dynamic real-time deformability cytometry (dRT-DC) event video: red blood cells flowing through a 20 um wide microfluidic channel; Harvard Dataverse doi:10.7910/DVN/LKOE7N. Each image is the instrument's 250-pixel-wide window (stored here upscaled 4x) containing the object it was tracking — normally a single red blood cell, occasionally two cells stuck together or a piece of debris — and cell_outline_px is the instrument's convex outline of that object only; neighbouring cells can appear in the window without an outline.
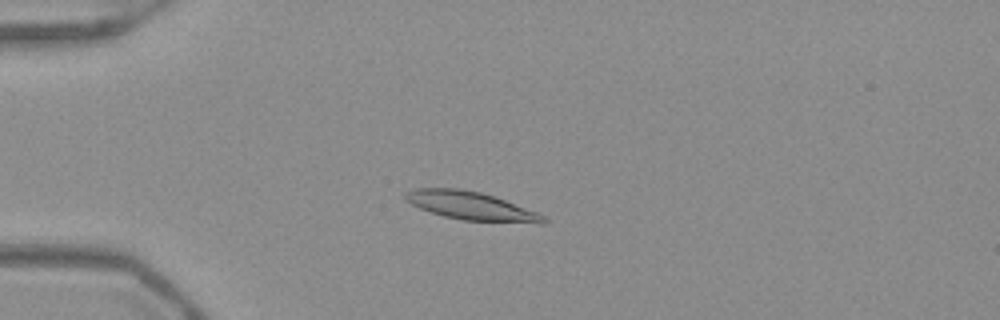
{"species": "Egyptian fruit bat (a non-hibernating species)", "species_latin": "Rousettus aegyptiacus", "temperature_condition": "warm", "stored_images_in_passage": 54, "camera_frame_rate_fps": 3000, "um_per_image_px": 0.085, "frame": {"image": 1, "passage_image": 15, "time_ms": 4.667, "image_size_px": [1000, 320], "cell_outline_px": [[548, 220], [540, 224], [464, 220], [444, 216], [420, 208], [404, 200], [404, 192], [416, 188], [460, 188], [480, 192], [504, 200], [536, 212], [544, 216]], "centroid_in_image_um": [40.01, 17.5], "position_along_channel_um": 45.0, "area_um2": 22.6}}
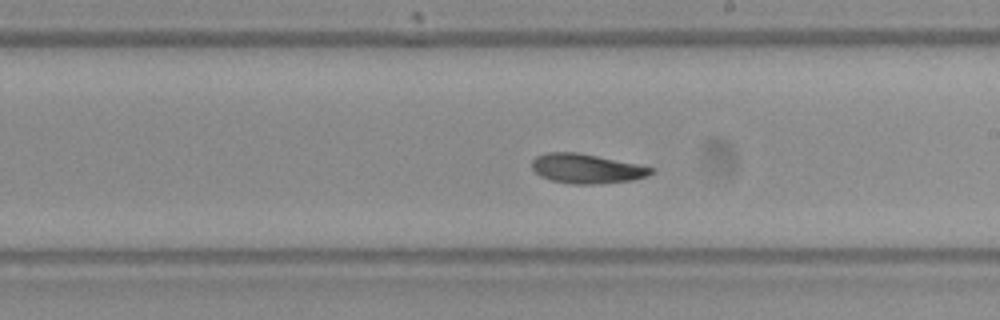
{"frame": {"image": 2, "passage_image": 32, "time_ms": 10.333, "image_size_px": [1000, 320], "cell_outline_px": [[656, 168], [648, 176], [632, 180], [600, 184], [572, 184], [552, 180], [540, 176], [532, 168], [532, 160], [536, 156], [548, 152], [576, 152]], "centroid_in_image_um": [49.85, 14.34], "position_along_channel_um": 239.2, "area_um2": 20.35}}
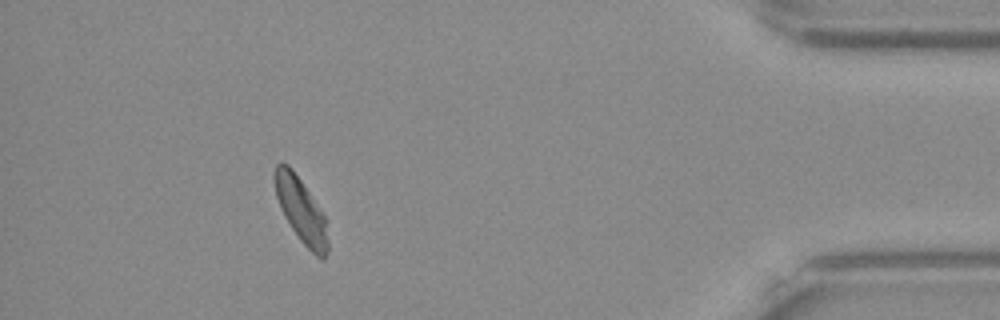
{"frame": {"image": 3, "passage_image": 49, "time_ms": 16.0, "image_size_px": [1000, 320], "cell_outline_px": [[328, 252], [324, 260], [320, 260], [300, 240], [284, 216], [280, 208], [276, 196], [272, 176], [276, 164], [280, 160], [288, 164], [292, 168], [328, 220]], "centroid_in_image_um": [25.59, 17.86], "position_along_channel_um": 409.6, "area_um2": 20.52}, "authors_computed_cell_mechanics": {"area_um2": 21.0681, "velocity_mm_per_s": 3.8896, "shape_relaxation_time_tau1_ms": null, "shape_relaxation_time_tau2_ms": 2.6202, "deformation_change_tau1": null, "deformation_change_tau2": 0.0814}}